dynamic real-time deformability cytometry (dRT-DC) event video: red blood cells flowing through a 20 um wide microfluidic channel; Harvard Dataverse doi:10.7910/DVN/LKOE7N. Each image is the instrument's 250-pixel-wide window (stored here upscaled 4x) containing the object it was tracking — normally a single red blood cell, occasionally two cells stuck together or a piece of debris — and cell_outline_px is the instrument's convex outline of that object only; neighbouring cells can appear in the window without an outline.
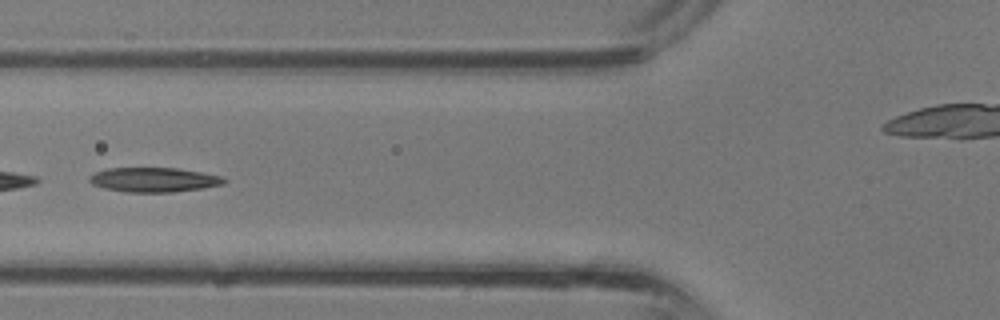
{"species": "common noctule bat (a hibernating species)", "species_latin": "Nyctalus noctula", "temperature_condition": "room temperature", "stored_images_in_passage": 23, "camera_frame_rate_fps": 3000, "um_per_image_px": 0.085, "animal": {"sex": "male", "body_mass_g": 13.3}, "frame": {"image": 1, "passage_image": 6, "time_ms": 1.667, "image_size_px": [1000, 320], "cell_outline_px": [[228, 180], [224, 184], [204, 188], [172, 192], [124, 192], [104, 188], [92, 184], [88, 180], [88, 176], [96, 172], [108, 168], [176, 168], [200, 172], [220, 176]], "centroid_in_image_um": [13.06, 15.28], "position_along_channel_um": 112.7, "area_um2": 19.25}}